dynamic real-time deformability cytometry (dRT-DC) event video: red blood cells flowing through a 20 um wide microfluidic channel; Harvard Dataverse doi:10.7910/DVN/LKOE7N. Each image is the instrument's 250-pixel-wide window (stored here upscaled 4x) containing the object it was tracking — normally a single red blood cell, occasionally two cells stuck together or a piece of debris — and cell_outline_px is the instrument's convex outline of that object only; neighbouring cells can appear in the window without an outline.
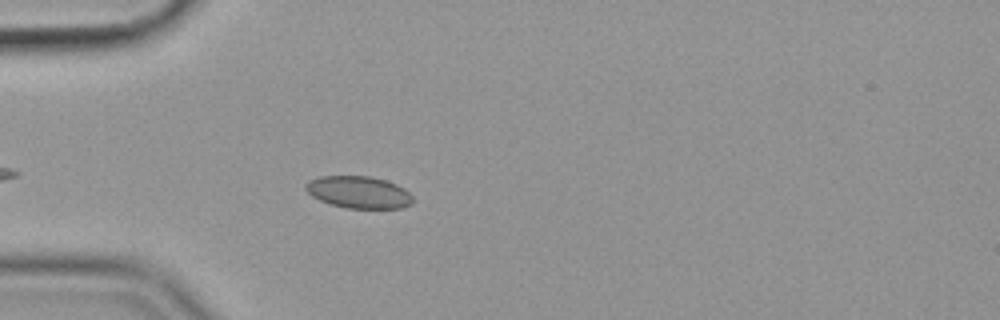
{"species": "common noctule bat (a hibernating species)", "species_latin": "Nyctalus noctula", "temperature_condition": "cold", "stored_images_in_passage": 44, "camera_frame_rate_fps": 3000, "um_per_image_px": 0.085, "animal": {"sex": "female", "body_mass_g": 19.9}, "frame": {"image": 1, "passage_image": 7, "time_ms": 2.0, "image_size_px": [1000, 320], "cell_outline_px": [[412, 204], [400, 208], [348, 208], [332, 204], [320, 200], [312, 196], [304, 188], [304, 184], [308, 180], [320, 176], [372, 176], [396, 184], [404, 188], [412, 196]], "centroid_in_image_um": [30.47, 16.33], "position_along_channel_um": 54.5, "area_um2": 20.0}}
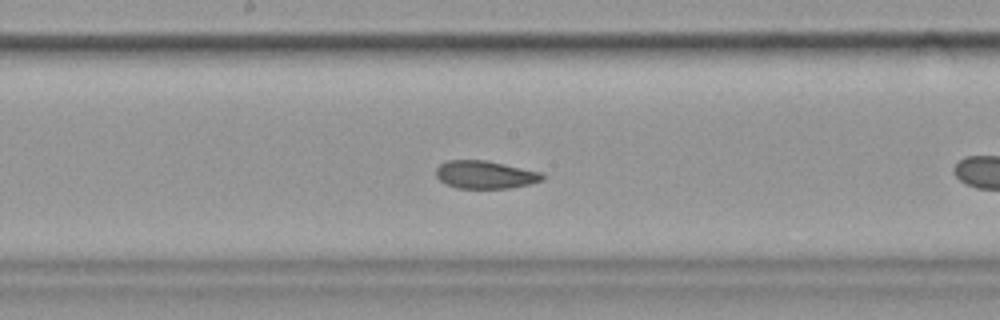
{"frame": {"image": 2, "passage_image": 17, "time_ms": 5.333, "image_size_px": [1000, 320], "cell_outline_px": [[544, 180], [528, 184], [508, 188], [456, 188], [444, 184], [436, 176], [436, 168], [440, 164], [448, 160], [488, 160], [544, 172]], "centroid_in_image_um": [41.25, 14.84], "position_along_channel_um": 206.9, "area_um2": 17.51}}
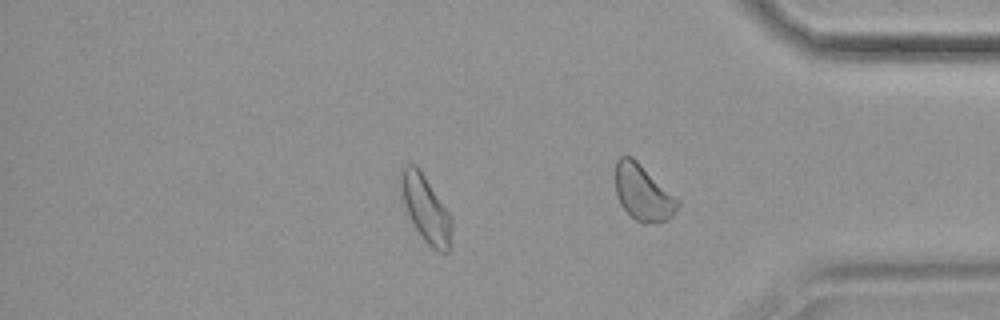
{"frame": {"image": 3, "passage_image": 36, "time_ms": 11.667, "image_size_px": [1000, 320], "cell_outline_px": [[452, 228], [448, 252], [440, 252], [432, 248], [424, 240], [408, 216], [404, 204], [400, 188], [400, 168], [408, 164], [416, 164], [452, 216]], "centroid_in_image_um": [36.18, 17.72], "position_along_channel_um": 399.0, "area_um2": 19.65}, "authors_computed_cell_mechanics": {"area_um2": 19.0451, "velocity_mm_per_s": 3.5343, "shape_relaxation_time_tau1_ms": null, "shape_relaxation_time_tau2_ms": 0.6581, "deformation_change_tau1": null, "deformation_change_tau2": 0.0508}}